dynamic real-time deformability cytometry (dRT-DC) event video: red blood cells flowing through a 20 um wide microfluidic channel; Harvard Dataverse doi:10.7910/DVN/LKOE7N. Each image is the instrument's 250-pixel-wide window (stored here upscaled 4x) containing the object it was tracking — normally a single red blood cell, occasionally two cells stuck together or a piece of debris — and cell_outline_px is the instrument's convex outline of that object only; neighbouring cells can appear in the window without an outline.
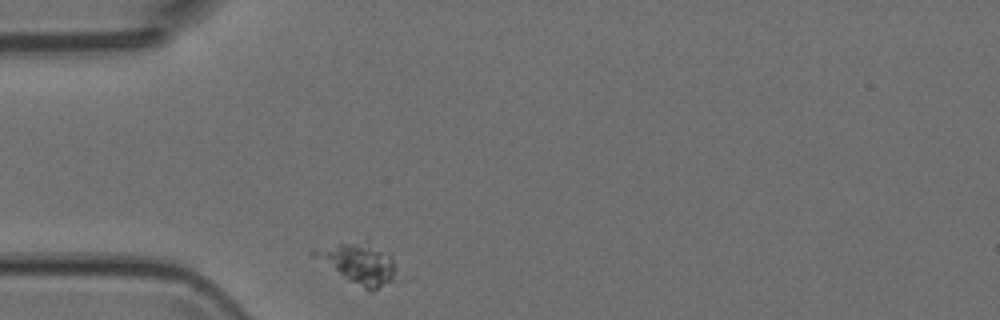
{"species": "Egyptian fruit bat (a non-hibernating species)", "species_latin": "Rousettus aegyptiacus", "temperature_condition": "room temperature", "stored_images_in_passage": 30, "camera_frame_rate_fps": 3000, "um_per_image_px": 0.085, "animal": {"sex": "female"}, "frame": {"image": 1, "passage_image": 1, "time_ms": 0.0, "image_size_px": [1000, 320], "cell_outline_px": [[400, 276], [372, 292], [368, 292], [348, 280], [312, 256], [308, 252], [312, 248], [368, 236], [388, 252], [392, 256], [396, 264]], "centroid_in_image_um": [30.53, 22.29], "position_along_channel_um": 54.5, "area_um2": 21.21}}
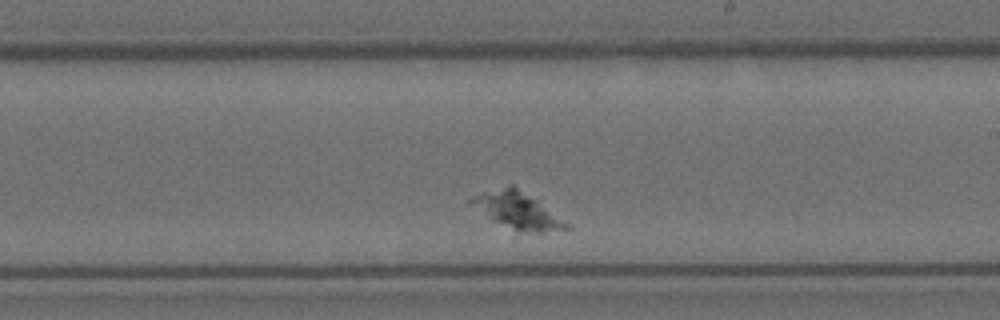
{"frame": {"image": 2, "passage_image": 18, "time_ms": 5.667, "image_size_px": [1000, 320], "cell_outline_px": [[572, 228], [544, 232], [516, 232], [492, 220], [468, 204], [468, 200], [472, 196], [508, 184], [512, 184], [536, 200], [568, 224]], "centroid_in_image_um": [43.91, 17.89], "position_along_channel_um": 245.1, "area_um2": 20.11}}
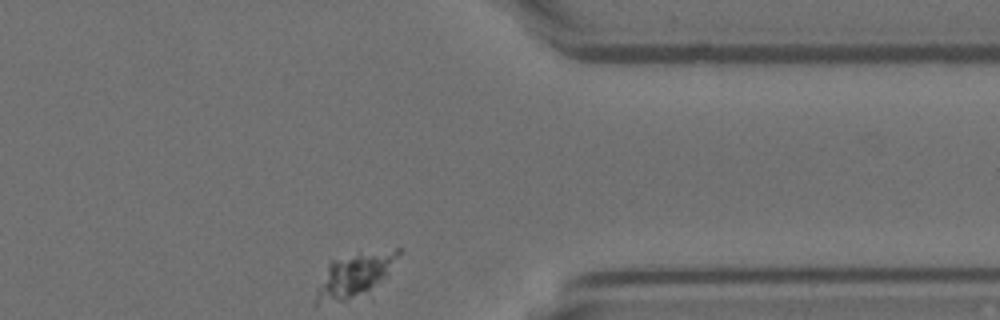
{"frame": {"image": 3, "passage_image": 30, "time_ms": 9.667, "image_size_px": [1000, 320], "cell_outline_px": [[400, 252], [388, 276], [368, 288], [344, 300], [316, 304], [312, 304], [328, 264], [332, 260], [396, 248], [400, 248]], "centroid_in_image_um": [30.14, 23.37], "position_along_channel_um": 381.3, "area_um2": 19.48}}